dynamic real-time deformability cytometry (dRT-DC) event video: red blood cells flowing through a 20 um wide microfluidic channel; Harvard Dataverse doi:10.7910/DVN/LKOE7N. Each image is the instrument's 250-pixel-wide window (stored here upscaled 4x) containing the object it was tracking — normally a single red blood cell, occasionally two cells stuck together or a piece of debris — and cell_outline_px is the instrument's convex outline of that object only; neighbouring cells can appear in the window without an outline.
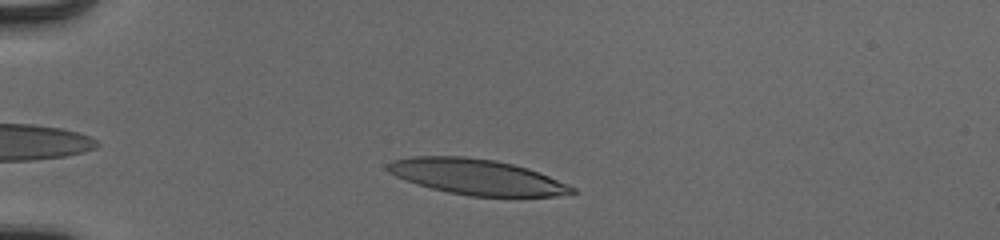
{"species": "human", "species_latin": "Homo sapiens", "temperature_condition": "cold", "stored_images_in_passage": 45, "camera_frame_rate_fps": 3000, "um_per_image_px": 0.085, "donor": {"sex": "male"}, "frame": {"image": 1, "passage_image": 7, "time_ms": 2.0, "image_size_px": [1000, 240], "cell_outline_px": [[580, 192], [556, 196], [468, 196], [448, 192], [416, 184], [404, 180], [388, 172], [384, 168], [392, 160], [412, 156], [464, 156], [492, 160], [512, 164], [528, 168], [568, 184], [576, 188]], "centroid_in_image_um": [40.51, 15.04], "position_along_channel_um": 44.5, "area_um2": 38.21}}
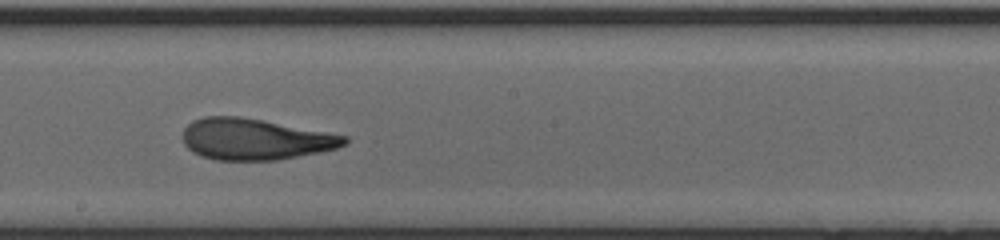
{"frame": {"image": 2, "passage_image": 24, "time_ms": 7.667, "image_size_px": [1000, 240], "cell_outline_px": [[348, 144], [336, 148], [320, 152], [276, 160], [216, 160], [200, 156], [192, 152], [184, 144], [184, 128], [192, 120], [204, 116], [240, 116], [264, 120], [328, 132], [348, 136]], "centroid_in_image_um": [21.68, 11.83], "position_along_channel_um": 226.5, "area_um2": 39.02}}
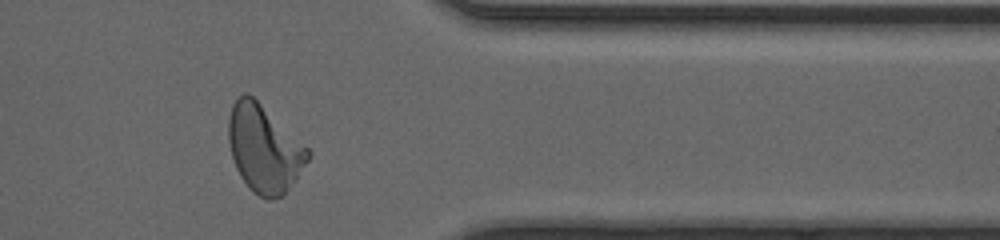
{"frame": {"image": 3, "passage_image": 37, "time_ms": 12.0, "image_size_px": [1000, 240], "cell_outline_px": [[312, 156], [296, 180], [280, 196], [268, 200], [252, 192], [248, 188], [240, 176], [236, 168], [232, 156], [228, 140], [228, 120], [232, 104], [244, 92], [248, 92], [308, 148], [312, 152]], "centroid_in_image_um": [22.45, 12.65], "position_along_channel_um": 389.0, "area_um2": 40.17}, "authors_computed_cell_mechanics": {"area_um2": 39.015, "velocity_mm_per_s": 3.9537, "shape_relaxation_time_tau1_ms": 4.9603, "shape_relaxation_time_tau2_ms": 1.7727, "deformation_change_tau1": 0.2289, "deformation_change_tau2": 0.1087}}